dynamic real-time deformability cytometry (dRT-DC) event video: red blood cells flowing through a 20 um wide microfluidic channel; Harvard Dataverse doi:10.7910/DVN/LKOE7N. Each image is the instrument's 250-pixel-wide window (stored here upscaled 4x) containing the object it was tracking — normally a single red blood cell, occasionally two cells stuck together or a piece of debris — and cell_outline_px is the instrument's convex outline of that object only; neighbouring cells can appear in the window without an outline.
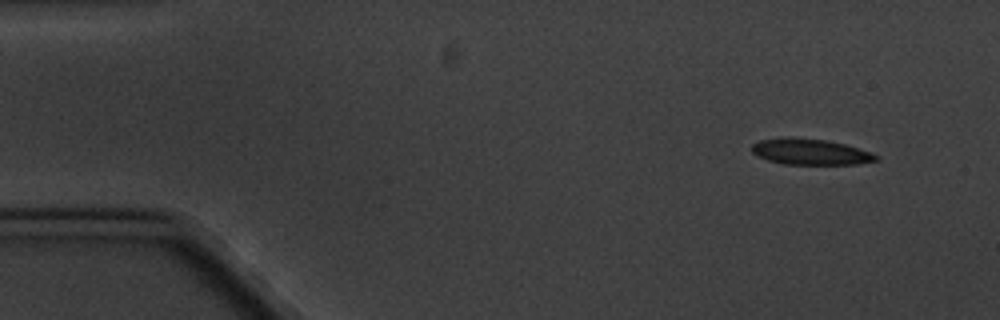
{"species": "common noctule bat (a hibernating species)", "species_latin": "Nyctalus noctula", "temperature_condition": "cold", "stored_images_in_passage": 4, "camera_frame_rate_fps": 3000, "um_per_image_px": 0.085, "animal": {"sex": "male", "body_mass_g": 20.1, "forearm_length_mm": 53.5}, "frame": {"image": 1, "passage_image": 1, "time_ms": 0.0, "image_size_px": [1000, 320], "cell_outline_px": [[880, 160], [856, 164], [784, 164], [768, 160], [756, 156], [752, 152], [752, 144], [760, 140], [784, 136], [788, 136], [824, 140], [844, 144], [872, 152], [880, 156]], "centroid_in_image_um": [68.87, 12.9], "position_along_channel_um": 16.1, "area_um2": 18.96}}
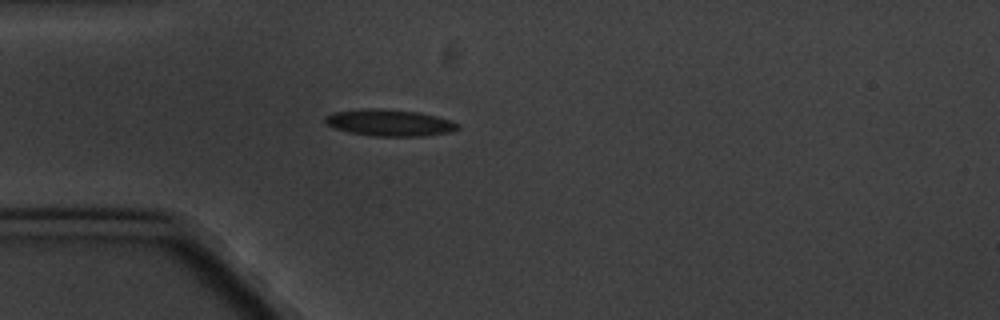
{"frame": {"image": 2, "passage_image": 4, "time_ms": 3.667, "image_size_px": [1000, 320], "cell_outline_px": [[460, 128], [452, 132], [424, 136], [376, 136], [348, 132], [336, 128], [328, 124], [324, 120], [324, 116], [332, 112], [368, 108], [380, 108], [420, 112], [436, 116], [460, 124]], "centroid_in_image_um": [33.13, 10.43], "position_along_channel_um": 51.9, "area_um2": 20.63}}